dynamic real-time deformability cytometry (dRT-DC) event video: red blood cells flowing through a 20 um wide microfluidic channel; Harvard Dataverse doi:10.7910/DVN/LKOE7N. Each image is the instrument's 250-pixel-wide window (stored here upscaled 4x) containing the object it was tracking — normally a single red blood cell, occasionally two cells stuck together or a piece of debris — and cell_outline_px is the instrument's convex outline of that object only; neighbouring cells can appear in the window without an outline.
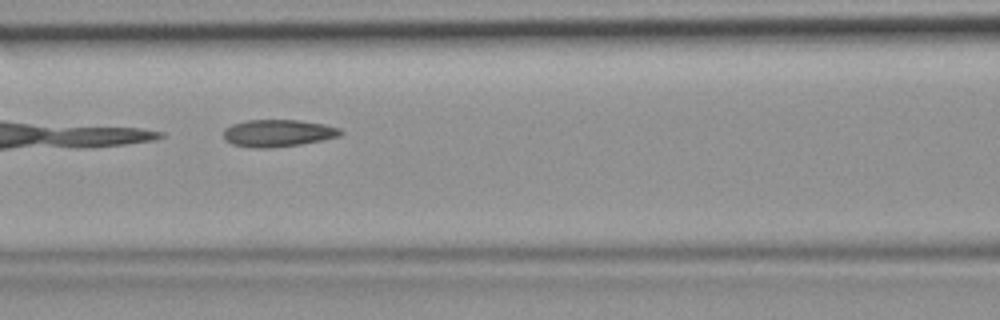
{"species": "common noctule bat (a hibernating species)", "species_latin": "Nyctalus noctula", "temperature_condition": "room temperature", "stored_images_in_passage": 9, "camera_frame_rate_fps": 3000, "um_per_image_px": 0.085, "animal": {"sex": "female", "body_mass_g": 19.9}, "frame": {"image": 1, "passage_image": 6, "time_ms": 1.667, "image_size_px": [1000, 320], "cell_outline_px": [[344, 132], [340, 136], [300, 144], [268, 148], [256, 148], [232, 144], [224, 140], [224, 128], [232, 124], [244, 120], [300, 120], [324, 124], [340, 128]], "centroid_in_image_um": [23.61, 11.3], "position_along_channel_um": 143.0, "area_um2": 18.55}}